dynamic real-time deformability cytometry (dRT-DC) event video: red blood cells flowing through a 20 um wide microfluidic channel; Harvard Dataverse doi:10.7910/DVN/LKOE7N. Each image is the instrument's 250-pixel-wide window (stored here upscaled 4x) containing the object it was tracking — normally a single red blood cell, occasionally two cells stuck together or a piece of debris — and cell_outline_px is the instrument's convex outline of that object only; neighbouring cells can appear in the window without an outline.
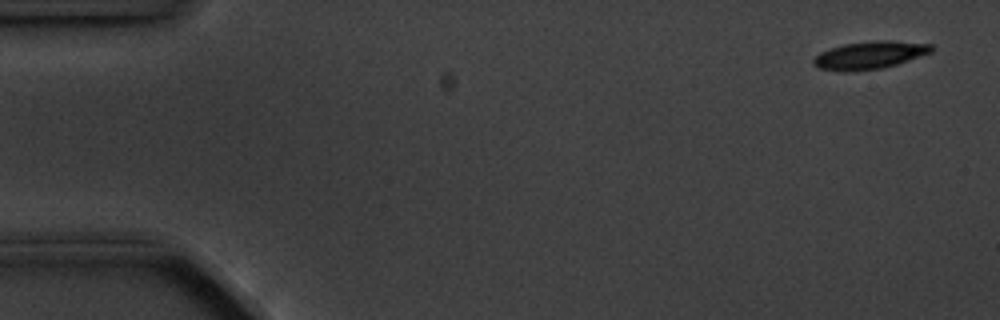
{"species": "common noctule bat (a hibernating species)", "species_latin": "Nyctalus noctula", "temperature_condition": "cold", "stored_images_in_passage": 5, "camera_frame_rate_fps": 3000, "um_per_image_px": 0.085, "animal": {"sex": "male", "body_mass_g": 20.1, "forearm_length_mm": 53.5}, "frame": {"image": 1, "passage_image": 1, "time_ms": 0.0, "image_size_px": [1000, 320], "cell_outline_px": [[932, 52], [884, 68], [844, 72], [820, 68], [812, 64], [812, 60], [820, 52], [844, 44], [876, 40], [892, 40], [932, 44]], "centroid_in_image_um": [73.92, 4.68], "position_along_channel_um": 11.1, "area_um2": 18.96}}
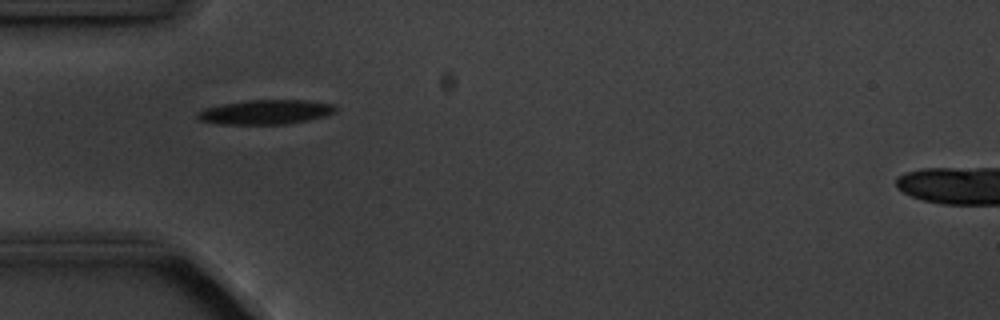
{"frame": {"image": 2, "passage_image": 5, "time_ms": 4.667, "image_size_px": [1000, 320], "cell_outline_px": [[340, 108], [336, 112], [324, 116], [308, 120], [288, 124], [220, 124], [200, 120], [196, 116], [196, 112], [204, 108], [224, 104], [248, 100], [308, 100], [336, 104]], "centroid_in_image_um": [22.64, 9.52], "position_along_channel_um": 62.4, "area_um2": 19.88}}